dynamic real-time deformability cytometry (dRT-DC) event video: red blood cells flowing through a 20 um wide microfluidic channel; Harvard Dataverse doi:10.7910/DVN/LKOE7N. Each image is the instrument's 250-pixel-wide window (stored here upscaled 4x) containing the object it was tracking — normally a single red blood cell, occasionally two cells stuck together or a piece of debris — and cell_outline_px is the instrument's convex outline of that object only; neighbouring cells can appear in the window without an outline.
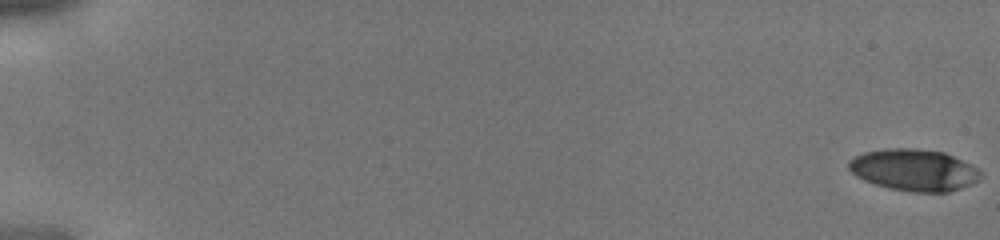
{"species": "human", "species_latin": "Homo sapiens", "temperature_condition": "cold", "stored_images_in_passage": 44, "camera_frame_rate_fps": 3000, "um_per_image_px": 0.085, "donor": {"sex": "male"}, "frame": {"image": 1, "passage_image": 1, "time_ms": 0.0, "image_size_px": [1000, 240], "cell_outline_px": [[980, 176], [972, 184], [948, 192], [912, 192], [888, 188], [864, 180], [856, 176], [848, 168], [848, 160], [864, 152], [884, 148], [916, 148], [944, 152], [976, 168], [980, 172]], "centroid_in_image_um": [77.64, 14.44], "position_along_channel_um": 7.4, "area_um2": 31.85}}
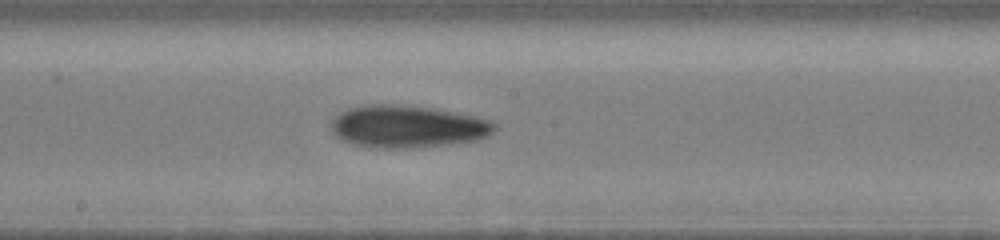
{"frame": {"image": 2, "passage_image": 26, "time_ms": 8.333, "image_size_px": [1000, 240], "cell_outline_px": [[496, 128], [488, 136], [476, 140], [452, 144], [412, 148], [376, 148], [352, 144], [336, 136], [332, 132], [332, 120], [340, 112], [348, 108], [368, 104], [400, 104], [432, 108], [492, 120], [496, 124]], "centroid_in_image_um": [34.63, 10.76], "position_along_channel_um": 213.6, "area_um2": 40.4}}
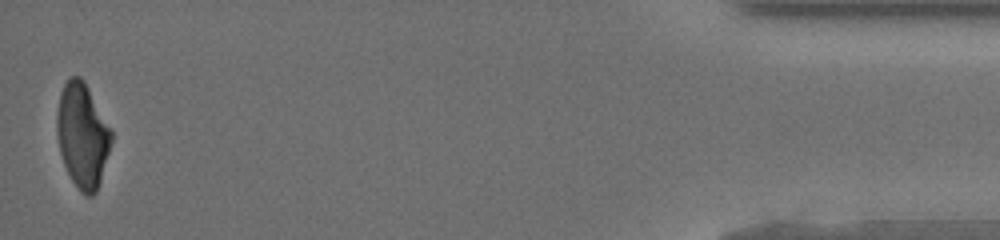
{"frame": {"image": 3, "passage_image": 44, "time_ms": 14.333, "image_size_px": [1000, 240], "cell_outline_px": [[112, 140], [100, 180], [96, 192], [92, 196], [84, 196], [80, 192], [72, 180], [64, 164], [60, 152], [56, 132], [56, 112], [60, 92], [68, 76], [80, 76], [84, 80], [112, 132]], "centroid_in_image_um": [6.98, 11.49], "position_along_channel_um": 428.2, "area_um2": 33.06}}